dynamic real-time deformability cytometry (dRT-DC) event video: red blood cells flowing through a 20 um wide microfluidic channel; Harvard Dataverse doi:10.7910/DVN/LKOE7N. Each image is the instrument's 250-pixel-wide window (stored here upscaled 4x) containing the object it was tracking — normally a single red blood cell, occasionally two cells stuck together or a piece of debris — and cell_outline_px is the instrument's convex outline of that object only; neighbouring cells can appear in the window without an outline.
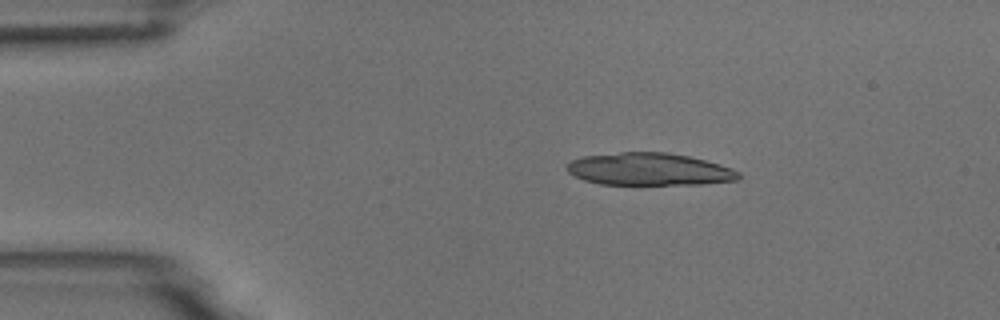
{"species": "common noctule bat (a hibernating species)", "species_latin": "Nyctalus noctula", "temperature_condition": "room temperature", "stored_images_in_passage": 6, "camera_frame_rate_fps": 3000, "um_per_image_px": 0.085, "animal": {"sex": "male", "body_mass_g": 18.8}, "frame": {"image": 1, "passage_image": 3, "time_ms": 2.333, "image_size_px": [1000, 320], "cell_outline_px": [[740, 176], [736, 180], [704, 184], [600, 184], [584, 180], [568, 172], [564, 168], [572, 160], [584, 156], [620, 152], [668, 152], [688, 156], [720, 164], [732, 168], [740, 172]], "centroid_in_image_um": [55.19, 14.38], "position_along_channel_um": 29.8, "area_um2": 32.37}}